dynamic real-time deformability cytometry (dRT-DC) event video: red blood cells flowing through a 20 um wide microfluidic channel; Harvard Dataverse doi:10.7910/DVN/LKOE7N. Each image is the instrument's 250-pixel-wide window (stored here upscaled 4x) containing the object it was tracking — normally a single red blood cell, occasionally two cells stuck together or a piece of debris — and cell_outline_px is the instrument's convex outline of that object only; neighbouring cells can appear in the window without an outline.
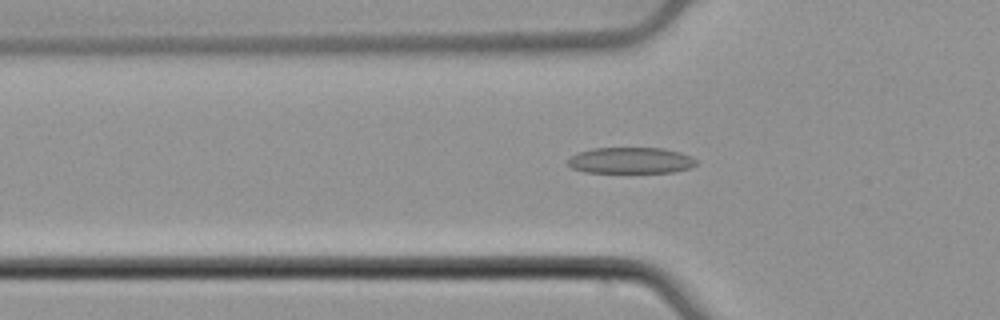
{"species": "common noctule bat (a hibernating species)", "species_latin": "Nyctalus noctula", "temperature_condition": "cold", "stored_images_in_passage": 50, "camera_frame_rate_fps": 3000, "um_per_image_px": 0.085, "animal": {"sex": "male", "body_mass_g": 21.5, "forearm_length_mm": 52.0}, "frame": {"image": 1, "passage_image": 17, "time_ms": 5.333, "image_size_px": [1000, 320], "cell_outline_px": [[696, 164], [692, 168], [672, 172], [584, 172], [572, 168], [568, 164], [568, 160], [572, 156], [580, 152], [596, 148], [664, 148], [680, 152], [692, 156], [696, 160]], "centroid_in_image_um": [53.66, 13.64], "position_along_channel_um": 72.1, "area_um2": 19.48}}
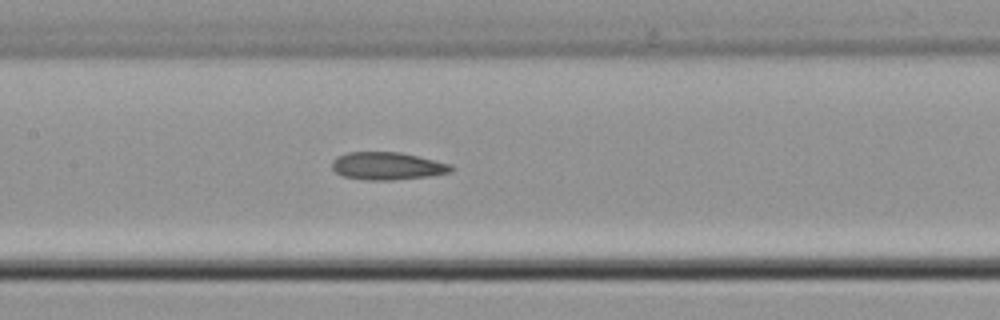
{"frame": {"image": 2, "passage_image": 25, "time_ms": 8.0, "image_size_px": [1000, 320], "cell_outline_px": [[456, 168], [452, 172], [428, 176], [392, 180], [368, 180], [344, 176], [336, 172], [332, 168], [332, 160], [348, 152], [400, 152], [452, 164]], "centroid_in_image_um": [32.97, 14.11], "position_along_channel_um": 174.4, "area_um2": 19.13}}
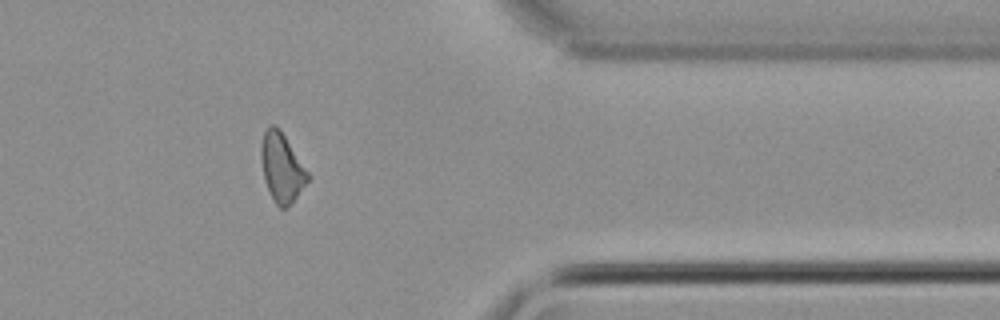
{"frame": {"image": 3, "passage_image": 43, "time_ms": 14.0, "image_size_px": [1000, 320], "cell_outline_px": [[312, 176], [296, 196], [284, 208], [280, 208], [276, 204], [264, 180], [260, 156], [260, 148], [264, 132], [268, 124], [276, 124], [280, 128]], "centroid_in_image_um": [23.95, 14.17], "position_along_channel_um": 387.4, "area_um2": 18.79}, "authors_computed_cell_mechanics": {"area_um2": 19.0451, "velocity_mm_per_s": 3.8358, "shape_relaxation_time_tau1_ms": null, "shape_relaxation_time_tau2_ms": 10.9012, "deformation_change_tau1": null, "deformation_change_tau2": 0.2172}}